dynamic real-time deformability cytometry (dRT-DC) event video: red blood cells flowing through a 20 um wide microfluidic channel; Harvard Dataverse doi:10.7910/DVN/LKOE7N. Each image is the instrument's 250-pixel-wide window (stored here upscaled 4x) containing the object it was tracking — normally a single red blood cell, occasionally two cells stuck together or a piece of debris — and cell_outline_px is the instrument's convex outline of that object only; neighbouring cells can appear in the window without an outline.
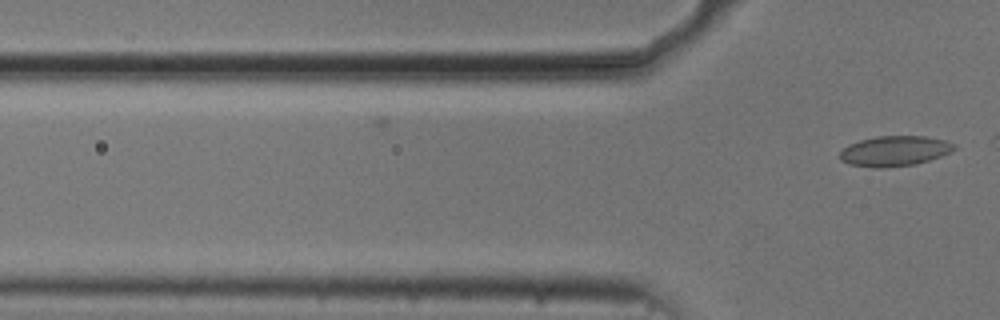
{"species": "common noctule bat (a hibernating species)", "species_latin": "Nyctalus noctula", "temperature_condition": "cold", "stored_images_in_passage": 9, "camera_frame_rate_fps": 3000, "um_per_image_px": 0.085, "animal": {"sex": "male", "body_mass_g": 20.5, "forearm_length_mm": 52.5}, "frame": {"image": 1, "passage_image": 9, "time_ms": 2.667, "image_size_px": [1000, 320], "cell_outline_px": [[956, 148], [940, 156], [916, 164], [884, 168], [876, 168], [852, 164], [840, 160], [840, 152], [848, 144], [860, 140], [876, 136], [924, 136], [944, 140], [956, 144]], "centroid_in_image_um": [76.03, 12.83], "position_along_channel_um": 49.8, "area_um2": 20.0}}